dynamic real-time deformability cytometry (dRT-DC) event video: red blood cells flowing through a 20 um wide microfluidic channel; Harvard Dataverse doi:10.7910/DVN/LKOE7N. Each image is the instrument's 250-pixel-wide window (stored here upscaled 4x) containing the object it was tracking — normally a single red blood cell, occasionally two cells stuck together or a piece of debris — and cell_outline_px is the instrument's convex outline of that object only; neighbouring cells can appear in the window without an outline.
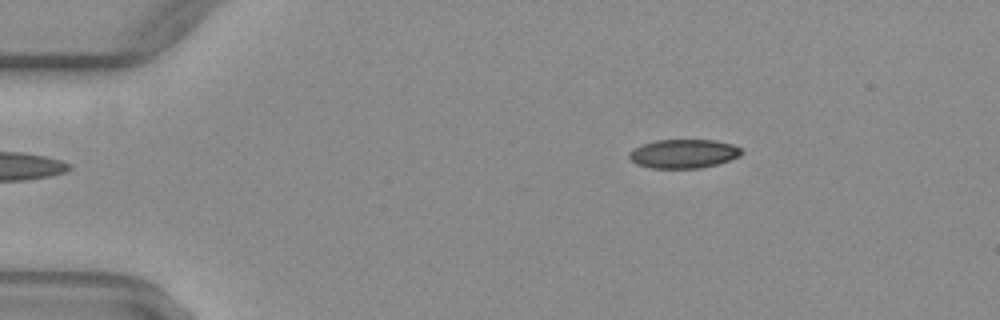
{"species": "common noctule bat (a hibernating species)", "species_latin": "Nyctalus noctula", "temperature_condition": "warm", "stored_images_in_passage": 43, "camera_frame_rate_fps": 3000, "um_per_image_px": 0.085, "animal": {"sex": "female", "body_mass_g": 29.2, "forearm_length_mm": 56.3}, "frame": {"image": 1, "passage_image": 1, "time_ms": 0.0, "image_size_px": [1000, 320], "cell_outline_px": [[744, 152], [740, 156], [716, 164], [700, 168], [652, 168], [636, 164], [628, 156], [628, 152], [644, 144], [656, 140], [716, 140], [732, 144], [740, 148]], "centroid_in_image_um": [58.12, 13.06], "position_along_channel_um": 26.9, "area_um2": 18.79}}
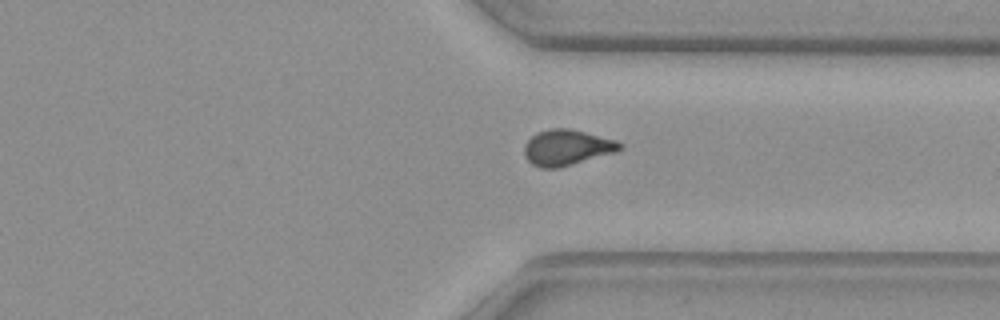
{"frame": {"image": 2, "passage_image": 31, "time_ms": 10.0, "image_size_px": [1000, 320], "cell_outline_px": [[624, 148], [616, 152], [572, 164], [556, 168], [540, 168], [532, 164], [524, 156], [524, 144], [536, 132], [552, 128], [568, 128], [616, 140], [624, 144]], "centroid_in_image_um": [48.18, 12.54], "position_along_channel_um": 363.2, "area_um2": 19.88}}
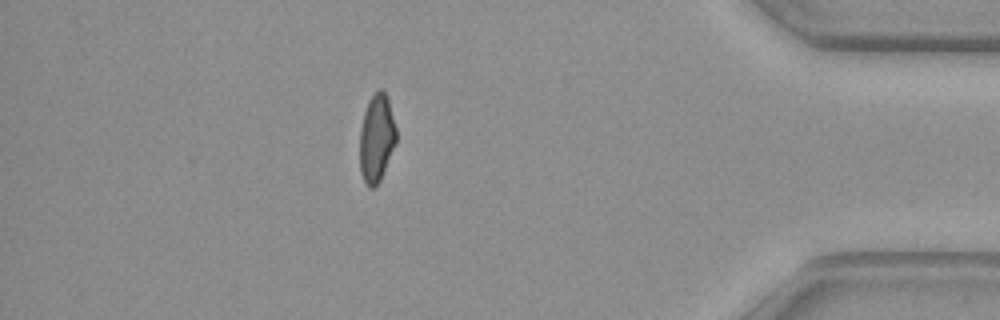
{"frame": {"image": 3, "passage_image": 37, "time_ms": 12.0, "image_size_px": [1000, 320], "cell_outline_px": [[396, 144], [380, 180], [372, 188], [368, 188], [360, 172], [360, 128], [364, 112], [368, 100], [380, 88], [388, 96], [396, 128]], "centroid_in_image_um": [32.01, 11.73], "position_along_channel_um": 403.2, "area_um2": 18.73}, "authors_computed_cell_mechanics": {"area_um2": 19.5364, "velocity_mm_per_s": 4.1074, "shape_relaxation_time_tau1_ms": null, "shape_relaxation_time_tau2_ms": 1.5548, "deformation_change_tau1": null, "deformation_change_tau2": 0.0821}}